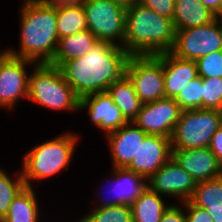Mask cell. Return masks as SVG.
Returning <instances> with one entry per match:
<instances>
[{"label": "cell", "instance_id": "cell-1", "mask_svg": "<svg viewBox=\"0 0 222 222\" xmlns=\"http://www.w3.org/2000/svg\"><path fill=\"white\" fill-rule=\"evenodd\" d=\"M131 55L119 45L98 41L83 57L64 61L60 70L75 94L106 92L108 87L126 75Z\"/></svg>", "mask_w": 222, "mask_h": 222}, {"label": "cell", "instance_id": "cell-2", "mask_svg": "<svg viewBox=\"0 0 222 222\" xmlns=\"http://www.w3.org/2000/svg\"><path fill=\"white\" fill-rule=\"evenodd\" d=\"M19 46L6 53L36 64H50L58 44L55 6L47 2L23 0L19 10Z\"/></svg>", "mask_w": 222, "mask_h": 222}, {"label": "cell", "instance_id": "cell-3", "mask_svg": "<svg viewBox=\"0 0 222 222\" xmlns=\"http://www.w3.org/2000/svg\"><path fill=\"white\" fill-rule=\"evenodd\" d=\"M175 36L172 19L157 14L139 2L126 8L124 49L131 56L170 52Z\"/></svg>", "mask_w": 222, "mask_h": 222}, {"label": "cell", "instance_id": "cell-4", "mask_svg": "<svg viewBox=\"0 0 222 222\" xmlns=\"http://www.w3.org/2000/svg\"><path fill=\"white\" fill-rule=\"evenodd\" d=\"M79 132H62L56 137L36 144L23 154L21 173L26 187H35L34 182H43L58 173L68 171L75 150L80 143ZM63 170V171H62Z\"/></svg>", "mask_w": 222, "mask_h": 222}, {"label": "cell", "instance_id": "cell-5", "mask_svg": "<svg viewBox=\"0 0 222 222\" xmlns=\"http://www.w3.org/2000/svg\"><path fill=\"white\" fill-rule=\"evenodd\" d=\"M27 100L45 109L79 112L80 98L66 82L59 67L36 64L30 69Z\"/></svg>", "mask_w": 222, "mask_h": 222}, {"label": "cell", "instance_id": "cell-6", "mask_svg": "<svg viewBox=\"0 0 222 222\" xmlns=\"http://www.w3.org/2000/svg\"><path fill=\"white\" fill-rule=\"evenodd\" d=\"M222 126V111L212 109L184 110L173 130L172 149L209 147L213 134Z\"/></svg>", "mask_w": 222, "mask_h": 222}, {"label": "cell", "instance_id": "cell-7", "mask_svg": "<svg viewBox=\"0 0 222 222\" xmlns=\"http://www.w3.org/2000/svg\"><path fill=\"white\" fill-rule=\"evenodd\" d=\"M87 28L98 41L124 48L126 8L110 0H84Z\"/></svg>", "mask_w": 222, "mask_h": 222}, {"label": "cell", "instance_id": "cell-8", "mask_svg": "<svg viewBox=\"0 0 222 222\" xmlns=\"http://www.w3.org/2000/svg\"><path fill=\"white\" fill-rule=\"evenodd\" d=\"M126 76L134 85L143 103L165 98L163 53L149 56H130Z\"/></svg>", "mask_w": 222, "mask_h": 222}, {"label": "cell", "instance_id": "cell-9", "mask_svg": "<svg viewBox=\"0 0 222 222\" xmlns=\"http://www.w3.org/2000/svg\"><path fill=\"white\" fill-rule=\"evenodd\" d=\"M218 50H222V26L216 18L199 27L176 30L175 43L170 52L178 58L197 61Z\"/></svg>", "mask_w": 222, "mask_h": 222}, {"label": "cell", "instance_id": "cell-10", "mask_svg": "<svg viewBox=\"0 0 222 222\" xmlns=\"http://www.w3.org/2000/svg\"><path fill=\"white\" fill-rule=\"evenodd\" d=\"M36 63L5 53L0 58V108L14 111L21 99L28 98V68Z\"/></svg>", "mask_w": 222, "mask_h": 222}, {"label": "cell", "instance_id": "cell-11", "mask_svg": "<svg viewBox=\"0 0 222 222\" xmlns=\"http://www.w3.org/2000/svg\"><path fill=\"white\" fill-rule=\"evenodd\" d=\"M197 182L171 157L148 180V188L160 196L173 198L177 203L188 201Z\"/></svg>", "mask_w": 222, "mask_h": 222}, {"label": "cell", "instance_id": "cell-12", "mask_svg": "<svg viewBox=\"0 0 222 222\" xmlns=\"http://www.w3.org/2000/svg\"><path fill=\"white\" fill-rule=\"evenodd\" d=\"M181 112L175 99L163 98L144 103L133 122L147 134L171 138Z\"/></svg>", "mask_w": 222, "mask_h": 222}, {"label": "cell", "instance_id": "cell-13", "mask_svg": "<svg viewBox=\"0 0 222 222\" xmlns=\"http://www.w3.org/2000/svg\"><path fill=\"white\" fill-rule=\"evenodd\" d=\"M172 157L171 140L168 137L147 134L139 142L136 156L126 169L147 180Z\"/></svg>", "mask_w": 222, "mask_h": 222}, {"label": "cell", "instance_id": "cell-14", "mask_svg": "<svg viewBox=\"0 0 222 222\" xmlns=\"http://www.w3.org/2000/svg\"><path fill=\"white\" fill-rule=\"evenodd\" d=\"M78 110L87 111L91 124L103 131L104 136L128 122L107 91L83 96Z\"/></svg>", "mask_w": 222, "mask_h": 222}, {"label": "cell", "instance_id": "cell-15", "mask_svg": "<svg viewBox=\"0 0 222 222\" xmlns=\"http://www.w3.org/2000/svg\"><path fill=\"white\" fill-rule=\"evenodd\" d=\"M172 158L197 183L222 176V167L209 147L172 149Z\"/></svg>", "mask_w": 222, "mask_h": 222}, {"label": "cell", "instance_id": "cell-16", "mask_svg": "<svg viewBox=\"0 0 222 222\" xmlns=\"http://www.w3.org/2000/svg\"><path fill=\"white\" fill-rule=\"evenodd\" d=\"M147 133L133 121L127 122L116 131L108 133L104 138L110 151L112 168H126L136 156L139 142Z\"/></svg>", "mask_w": 222, "mask_h": 222}, {"label": "cell", "instance_id": "cell-17", "mask_svg": "<svg viewBox=\"0 0 222 222\" xmlns=\"http://www.w3.org/2000/svg\"><path fill=\"white\" fill-rule=\"evenodd\" d=\"M165 98L175 99L184 87L198 77L196 61L181 59L171 52L163 53Z\"/></svg>", "mask_w": 222, "mask_h": 222}, {"label": "cell", "instance_id": "cell-18", "mask_svg": "<svg viewBox=\"0 0 222 222\" xmlns=\"http://www.w3.org/2000/svg\"><path fill=\"white\" fill-rule=\"evenodd\" d=\"M215 19L216 15L200 0H175L172 18L175 30L199 27Z\"/></svg>", "mask_w": 222, "mask_h": 222}, {"label": "cell", "instance_id": "cell-19", "mask_svg": "<svg viewBox=\"0 0 222 222\" xmlns=\"http://www.w3.org/2000/svg\"><path fill=\"white\" fill-rule=\"evenodd\" d=\"M36 195L34 187L25 186L14 198L1 222H42V204Z\"/></svg>", "mask_w": 222, "mask_h": 222}, {"label": "cell", "instance_id": "cell-20", "mask_svg": "<svg viewBox=\"0 0 222 222\" xmlns=\"http://www.w3.org/2000/svg\"><path fill=\"white\" fill-rule=\"evenodd\" d=\"M97 42V38L88 29L60 38L50 64L59 67L64 61L83 57Z\"/></svg>", "mask_w": 222, "mask_h": 222}, {"label": "cell", "instance_id": "cell-21", "mask_svg": "<svg viewBox=\"0 0 222 222\" xmlns=\"http://www.w3.org/2000/svg\"><path fill=\"white\" fill-rule=\"evenodd\" d=\"M107 93L112 97L128 122L137 117L144 104L138 98L134 85L126 75L121 80L111 84L107 89Z\"/></svg>", "mask_w": 222, "mask_h": 222}, {"label": "cell", "instance_id": "cell-22", "mask_svg": "<svg viewBox=\"0 0 222 222\" xmlns=\"http://www.w3.org/2000/svg\"><path fill=\"white\" fill-rule=\"evenodd\" d=\"M148 187L131 205L133 222H160L169 203Z\"/></svg>", "mask_w": 222, "mask_h": 222}, {"label": "cell", "instance_id": "cell-23", "mask_svg": "<svg viewBox=\"0 0 222 222\" xmlns=\"http://www.w3.org/2000/svg\"><path fill=\"white\" fill-rule=\"evenodd\" d=\"M111 176L118 182L119 205H131L145 191L147 179L126 168H112Z\"/></svg>", "mask_w": 222, "mask_h": 222}, {"label": "cell", "instance_id": "cell-24", "mask_svg": "<svg viewBox=\"0 0 222 222\" xmlns=\"http://www.w3.org/2000/svg\"><path fill=\"white\" fill-rule=\"evenodd\" d=\"M55 11L59 39L88 29L83 4L55 6Z\"/></svg>", "mask_w": 222, "mask_h": 222}, {"label": "cell", "instance_id": "cell-25", "mask_svg": "<svg viewBox=\"0 0 222 222\" xmlns=\"http://www.w3.org/2000/svg\"><path fill=\"white\" fill-rule=\"evenodd\" d=\"M189 200L203 209L222 208V176L197 183Z\"/></svg>", "mask_w": 222, "mask_h": 222}, {"label": "cell", "instance_id": "cell-26", "mask_svg": "<svg viewBox=\"0 0 222 222\" xmlns=\"http://www.w3.org/2000/svg\"><path fill=\"white\" fill-rule=\"evenodd\" d=\"M0 168V222L7 215L9 206L17 194L25 187L21 169L11 174ZM14 175V176H13Z\"/></svg>", "mask_w": 222, "mask_h": 222}, {"label": "cell", "instance_id": "cell-27", "mask_svg": "<svg viewBox=\"0 0 222 222\" xmlns=\"http://www.w3.org/2000/svg\"><path fill=\"white\" fill-rule=\"evenodd\" d=\"M79 219L82 222H133L129 205L93 208Z\"/></svg>", "mask_w": 222, "mask_h": 222}, {"label": "cell", "instance_id": "cell-28", "mask_svg": "<svg viewBox=\"0 0 222 222\" xmlns=\"http://www.w3.org/2000/svg\"><path fill=\"white\" fill-rule=\"evenodd\" d=\"M203 78L198 76L190 81L175 98L181 110H196L202 108Z\"/></svg>", "mask_w": 222, "mask_h": 222}, {"label": "cell", "instance_id": "cell-29", "mask_svg": "<svg viewBox=\"0 0 222 222\" xmlns=\"http://www.w3.org/2000/svg\"><path fill=\"white\" fill-rule=\"evenodd\" d=\"M202 108L222 111V78H203Z\"/></svg>", "mask_w": 222, "mask_h": 222}, {"label": "cell", "instance_id": "cell-30", "mask_svg": "<svg viewBox=\"0 0 222 222\" xmlns=\"http://www.w3.org/2000/svg\"><path fill=\"white\" fill-rule=\"evenodd\" d=\"M198 76L222 78V50L209 53L196 61Z\"/></svg>", "mask_w": 222, "mask_h": 222}, {"label": "cell", "instance_id": "cell-31", "mask_svg": "<svg viewBox=\"0 0 222 222\" xmlns=\"http://www.w3.org/2000/svg\"><path fill=\"white\" fill-rule=\"evenodd\" d=\"M110 181H109V180ZM108 181V182H107ZM107 183L106 186L104 185V187H102L104 189V191L101 188V193L100 191L96 190V192H94L95 194V199H99V201L97 200V203L93 201V203L95 204L94 207L90 206L92 208H104V207H110V206H115V205H119V190H118V182L110 175L109 178L107 177V180L105 181ZM109 183V184H108ZM109 185V186H108ZM109 188V189H108ZM106 190V191H105ZM103 192V193H102ZM106 193V195H105ZM100 196V197H98ZM101 194V195H100ZM110 194V195H109ZM102 195H105L104 197ZM97 196V197H96ZM103 198H102V197ZM101 198V199H100ZM97 204V205H96Z\"/></svg>", "mask_w": 222, "mask_h": 222}, {"label": "cell", "instance_id": "cell-32", "mask_svg": "<svg viewBox=\"0 0 222 222\" xmlns=\"http://www.w3.org/2000/svg\"><path fill=\"white\" fill-rule=\"evenodd\" d=\"M139 3L150 8L157 14L172 19L175 9V0H139Z\"/></svg>", "mask_w": 222, "mask_h": 222}, {"label": "cell", "instance_id": "cell-33", "mask_svg": "<svg viewBox=\"0 0 222 222\" xmlns=\"http://www.w3.org/2000/svg\"><path fill=\"white\" fill-rule=\"evenodd\" d=\"M187 222H213L206 209L195 206L190 200L184 201Z\"/></svg>", "mask_w": 222, "mask_h": 222}, {"label": "cell", "instance_id": "cell-34", "mask_svg": "<svg viewBox=\"0 0 222 222\" xmlns=\"http://www.w3.org/2000/svg\"><path fill=\"white\" fill-rule=\"evenodd\" d=\"M169 203H170V205L165 210L160 222H187L185 208H184V202L176 204V201H175L173 203H171V202H169ZM178 204H180V205H178Z\"/></svg>", "mask_w": 222, "mask_h": 222}, {"label": "cell", "instance_id": "cell-35", "mask_svg": "<svg viewBox=\"0 0 222 222\" xmlns=\"http://www.w3.org/2000/svg\"><path fill=\"white\" fill-rule=\"evenodd\" d=\"M209 148L215 154L218 163L222 167V126L213 134Z\"/></svg>", "mask_w": 222, "mask_h": 222}, {"label": "cell", "instance_id": "cell-36", "mask_svg": "<svg viewBox=\"0 0 222 222\" xmlns=\"http://www.w3.org/2000/svg\"><path fill=\"white\" fill-rule=\"evenodd\" d=\"M204 6L210 9L216 18L220 15V0H200Z\"/></svg>", "mask_w": 222, "mask_h": 222}, {"label": "cell", "instance_id": "cell-37", "mask_svg": "<svg viewBox=\"0 0 222 222\" xmlns=\"http://www.w3.org/2000/svg\"><path fill=\"white\" fill-rule=\"evenodd\" d=\"M38 2H47L51 3L53 6H62V5H80L84 0H36Z\"/></svg>", "mask_w": 222, "mask_h": 222}, {"label": "cell", "instance_id": "cell-38", "mask_svg": "<svg viewBox=\"0 0 222 222\" xmlns=\"http://www.w3.org/2000/svg\"><path fill=\"white\" fill-rule=\"evenodd\" d=\"M206 210L213 218V222H222V208L206 209Z\"/></svg>", "mask_w": 222, "mask_h": 222}, {"label": "cell", "instance_id": "cell-39", "mask_svg": "<svg viewBox=\"0 0 222 222\" xmlns=\"http://www.w3.org/2000/svg\"><path fill=\"white\" fill-rule=\"evenodd\" d=\"M112 2H115L121 6H123L124 8H128L130 6H132L135 3H138L139 0H110Z\"/></svg>", "mask_w": 222, "mask_h": 222}, {"label": "cell", "instance_id": "cell-40", "mask_svg": "<svg viewBox=\"0 0 222 222\" xmlns=\"http://www.w3.org/2000/svg\"><path fill=\"white\" fill-rule=\"evenodd\" d=\"M5 53H6V49H4V50H3V49H2V50L0 49V58H1Z\"/></svg>", "mask_w": 222, "mask_h": 222}, {"label": "cell", "instance_id": "cell-41", "mask_svg": "<svg viewBox=\"0 0 222 222\" xmlns=\"http://www.w3.org/2000/svg\"><path fill=\"white\" fill-rule=\"evenodd\" d=\"M217 19L219 20L221 26H222V13L217 17Z\"/></svg>", "mask_w": 222, "mask_h": 222}, {"label": "cell", "instance_id": "cell-42", "mask_svg": "<svg viewBox=\"0 0 222 222\" xmlns=\"http://www.w3.org/2000/svg\"><path fill=\"white\" fill-rule=\"evenodd\" d=\"M222 13V0H220V14Z\"/></svg>", "mask_w": 222, "mask_h": 222}, {"label": "cell", "instance_id": "cell-43", "mask_svg": "<svg viewBox=\"0 0 222 222\" xmlns=\"http://www.w3.org/2000/svg\"><path fill=\"white\" fill-rule=\"evenodd\" d=\"M72 222V221H71ZM73 222H82L79 218L78 219H76L75 221H73Z\"/></svg>", "mask_w": 222, "mask_h": 222}]
</instances>
